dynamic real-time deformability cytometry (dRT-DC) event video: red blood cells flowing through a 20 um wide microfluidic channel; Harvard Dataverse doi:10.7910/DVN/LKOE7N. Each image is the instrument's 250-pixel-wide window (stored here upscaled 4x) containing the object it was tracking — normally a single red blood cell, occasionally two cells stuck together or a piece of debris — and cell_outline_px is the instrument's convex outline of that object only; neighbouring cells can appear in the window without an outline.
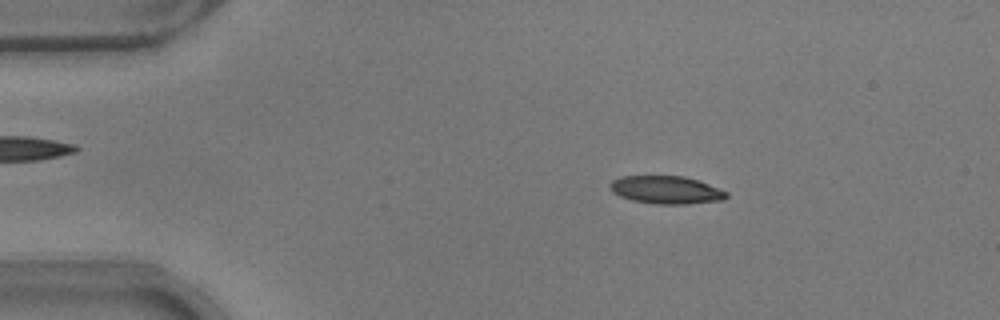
{"species": "common noctule bat (a hibernating species)", "species_latin": "Nyctalus noctula", "temperature_condition": "warm", "stored_images_in_passage": 42, "camera_frame_rate_fps": 3000, "um_per_image_px": 0.085, "animal": {"sex": "male", "body_mass_g": 17.9}, "frame": {"image": 1, "passage_image": 6, "time_ms": 1.667, "image_size_px": [1000, 320], "cell_outline_px": [[728, 196], [724, 200], [688, 204], [656, 204], [632, 200], [620, 196], [612, 192], [608, 188], [608, 184], [612, 180], [620, 176], [684, 176], [708, 184], [728, 192]], "centroid_in_image_um": [56.59, 16.14], "position_along_channel_um": 28.4, "area_um2": 19.02}}
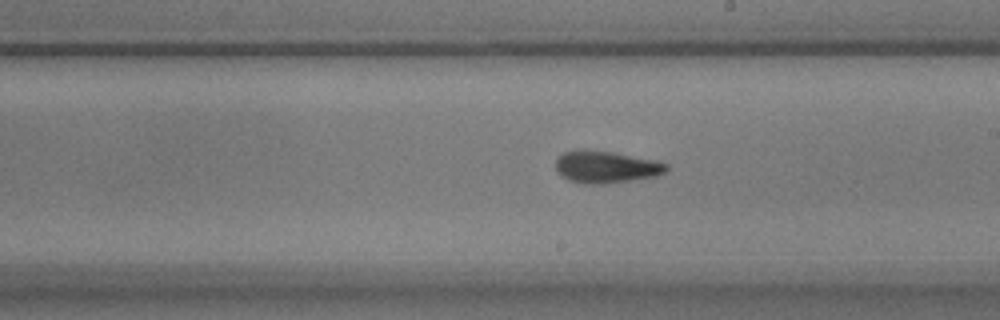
{"frame": {"image": 2, "passage_image": 27, "time_ms": 8.667, "image_size_px": [1000, 320], "cell_outline_px": [[668, 168], [664, 172], [656, 176], [604, 184], [584, 184], [568, 180], [560, 176], [556, 172], [556, 160], [564, 152], [584, 148], [612, 152], [656, 160], [668, 164]], "centroid_in_image_um": [51.47, 14.18], "position_along_channel_um": 237.5, "area_um2": 20.87}}
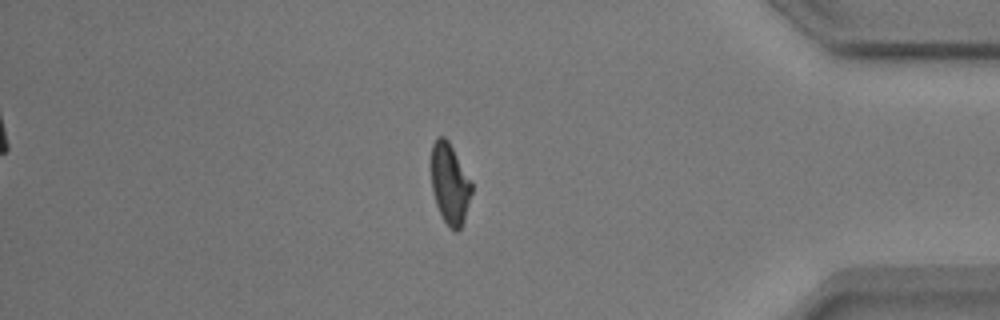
{"frame": {"image": 3, "passage_image": 42, "time_ms": 13.667, "image_size_px": [1000, 320], "cell_outline_px": [[472, 192], [464, 220], [460, 228], [456, 232], [448, 228], [436, 204], [432, 192], [428, 164], [432, 144], [436, 136], [444, 136], [448, 140], [472, 184]], "centroid_in_image_um": [38.17, 15.58], "position_along_channel_um": 397.0, "area_um2": 19.48}, "authors_computed_cell_mechanics": {"area_um2": 19.7098, "velocity_mm_per_s": 3.8127, "shape_relaxation_time_tau1_ms": 4.4916, "shape_relaxation_time_tau2_ms": 2.9313, "deformation_change_tau1": 0.1681, "deformation_change_tau2": 0.113}}